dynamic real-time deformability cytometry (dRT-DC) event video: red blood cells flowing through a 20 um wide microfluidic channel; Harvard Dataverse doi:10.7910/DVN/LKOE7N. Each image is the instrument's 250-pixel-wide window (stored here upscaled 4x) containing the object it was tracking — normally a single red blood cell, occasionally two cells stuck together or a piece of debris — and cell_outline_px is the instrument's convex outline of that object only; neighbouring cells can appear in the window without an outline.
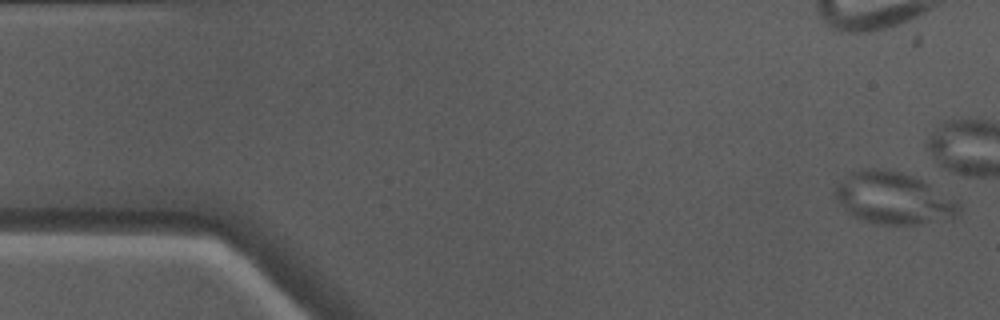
{"species": "Egyptian fruit bat (a non-hibernating species)", "species_latin": "Rousettus aegyptiacus", "temperature_condition": "warm", "stored_images_in_passage": 7, "camera_frame_rate_fps": 3000, "um_per_image_px": 0.085, "animal": {"sex": "male"}, "frame": {"image": 1, "passage_image": 1, "time_ms": 0.0, "image_size_px": [1000, 320], "cell_outline_px": [[964, 208], [952, 220], [920, 224], [872, 224], [860, 220], [852, 216], [836, 200], [832, 192], [840, 180], [852, 172], [864, 168], [880, 168], [900, 172], [912, 176], [960, 200]], "centroid_in_image_um": [75.98, 16.87], "position_along_channel_um": 9.0, "area_um2": 38.21}}